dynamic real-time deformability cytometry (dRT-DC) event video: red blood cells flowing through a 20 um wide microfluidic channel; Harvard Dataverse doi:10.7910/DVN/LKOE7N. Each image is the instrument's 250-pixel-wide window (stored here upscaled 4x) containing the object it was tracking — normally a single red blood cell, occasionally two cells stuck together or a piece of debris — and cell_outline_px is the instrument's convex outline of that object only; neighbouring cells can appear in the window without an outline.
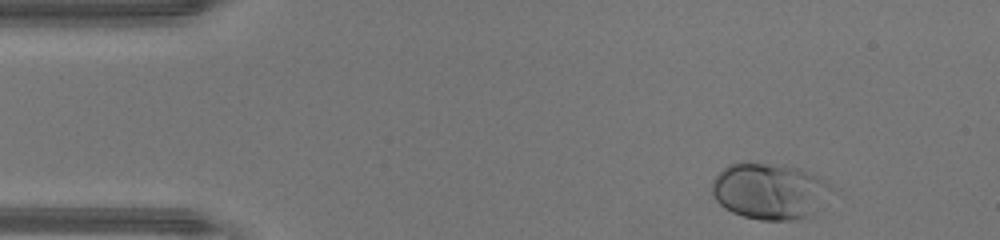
{"species": "human", "species_latin": "Homo sapiens", "temperature_condition": "warm", "stored_images_in_passage": 37, "camera_frame_rate_fps": 3000, "um_per_image_px": 0.085, "donor": {"sex": "male"}, "frame": {"image": 1, "passage_image": 2, "time_ms": 0.333, "image_size_px": [1000, 240], "cell_outline_px": [[832, 188], [812, 216], [796, 220], [760, 220], [744, 216], [732, 212], [724, 208], [716, 200], [712, 192], [712, 180], [728, 164], [748, 160], [788, 164], [800, 168], [820, 176], [832, 184]], "centroid_in_image_um": [65.41, 16.2], "position_along_channel_um": 19.6, "area_um2": 40.0}}
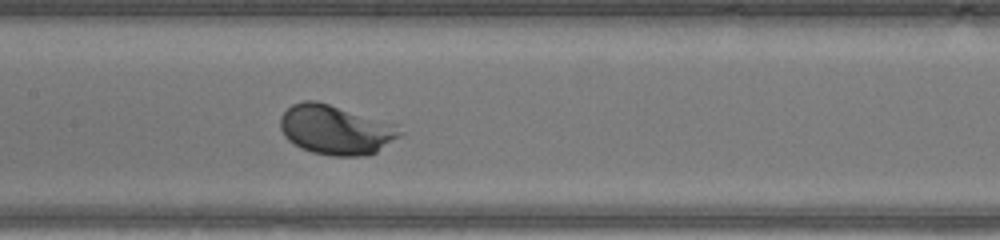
{"frame": {"image": 2, "passage_image": 19, "time_ms": 6.0, "image_size_px": [1000, 240], "cell_outline_px": [[404, 132], [400, 136], [376, 152], [368, 156], [332, 156], [312, 152], [300, 148], [288, 140], [284, 136], [280, 128], [280, 116], [292, 104], [304, 100], [316, 100], [396, 124]], "centroid_in_image_um": [28.53, 11.04], "position_along_channel_um": 178.9, "area_um2": 34.68}}
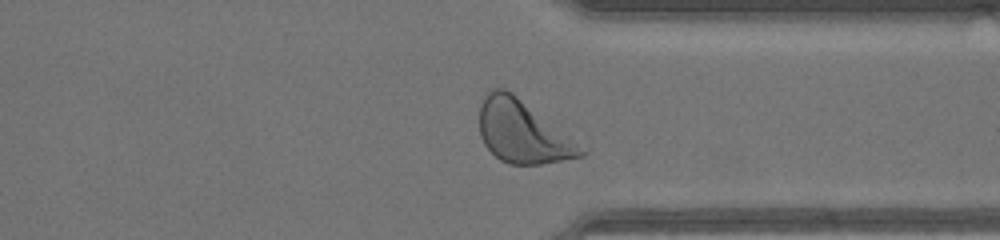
{"frame": {"image": 3, "passage_image": 32, "time_ms": 10.333, "image_size_px": [1000, 240], "cell_outline_px": [[588, 152], [584, 156], [540, 164], [508, 164], [500, 160], [484, 144], [480, 136], [480, 104], [484, 96], [492, 88], [504, 88], [512, 92]], "centroid_in_image_um": [44.37, 11.21], "position_along_channel_um": 367.0, "area_um2": 36.18}, "authors_computed_cell_mechanics": {"area_um2": 34.1598, "velocity_mm_per_s": 4.3826, "shape_relaxation_time_tau1_ms": 1.0207, "shape_relaxation_time_tau2_ms": null, "deformation_change_tau1": 0.1386, "deformation_change_tau2": null}}